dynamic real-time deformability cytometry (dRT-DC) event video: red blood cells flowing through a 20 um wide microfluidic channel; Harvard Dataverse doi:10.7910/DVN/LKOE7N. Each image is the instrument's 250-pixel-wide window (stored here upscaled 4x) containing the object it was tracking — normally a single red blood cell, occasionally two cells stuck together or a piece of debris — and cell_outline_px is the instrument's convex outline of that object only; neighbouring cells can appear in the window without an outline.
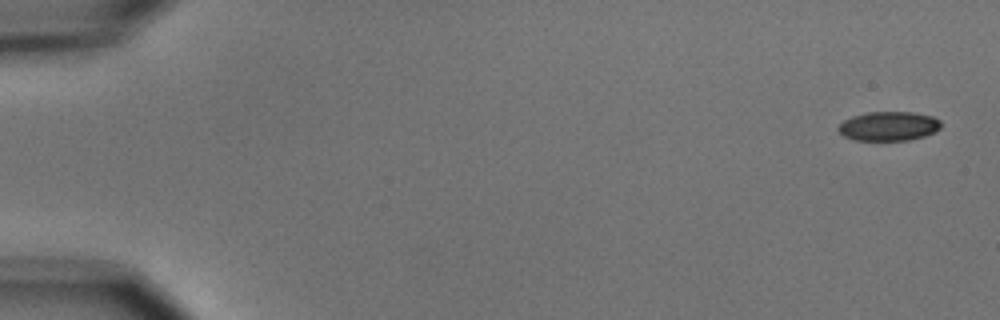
{"species": "common noctule bat (a hibernating species)", "species_latin": "Nyctalus noctula", "temperature_condition": "cold", "stored_images_in_passage": 9, "camera_frame_rate_fps": 3000, "um_per_image_px": 0.085, "animal": {"sex": "male", "body_mass_g": 15.6}, "frame": {"image": 1, "passage_image": 1, "time_ms": 0.0, "image_size_px": [1000, 320], "cell_outline_px": [[940, 128], [936, 132], [924, 136], [908, 140], [852, 140], [844, 136], [836, 128], [844, 120], [852, 116], [868, 112], [912, 112], [932, 116], [940, 120]], "centroid_in_image_um": [75.53, 10.72], "position_along_channel_um": 9.5, "area_um2": 17.51}}
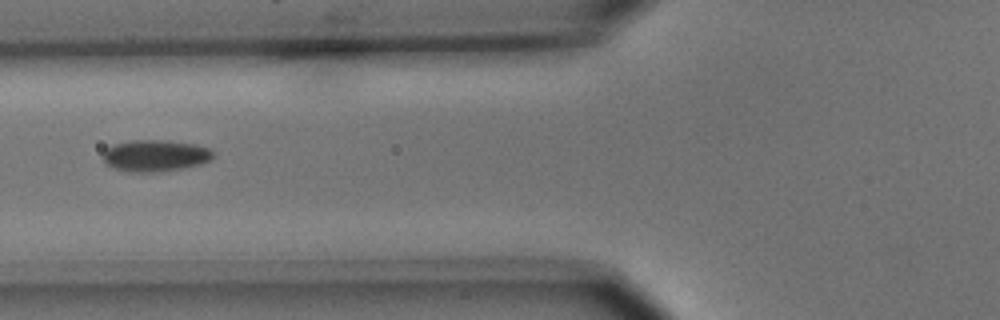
{"frame": {"image": 2, "passage_image": 6, "time_ms": 6.667, "image_size_px": [1000, 320], "cell_outline_px": [[212, 156], [208, 160], [200, 164], [180, 168], [152, 172], [132, 172], [112, 168], [104, 160], [104, 148], [112, 144], [132, 140], [164, 140], [192, 144], [208, 148], [212, 152]], "centroid_in_image_um": [13.12, 13.22], "position_along_channel_um": 112.7, "area_um2": 19.94}}
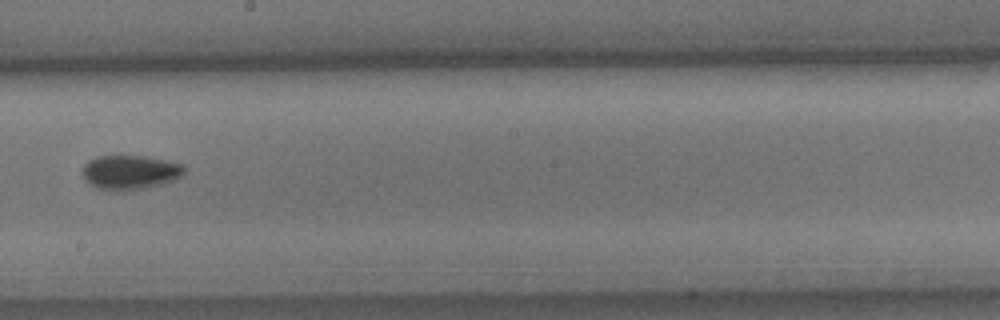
{"frame": {"image": 3, "passage_image": 9, "time_ms": 10.0, "image_size_px": [1000, 320], "cell_outline_px": [[184, 172], [180, 176], [172, 180], [160, 184], [140, 188], [100, 188], [84, 180], [80, 172], [84, 164], [88, 160], [96, 156], [144, 156], [184, 164]], "centroid_in_image_um": [11.02, 14.59], "position_along_channel_um": 237.2, "area_um2": 19.65}}